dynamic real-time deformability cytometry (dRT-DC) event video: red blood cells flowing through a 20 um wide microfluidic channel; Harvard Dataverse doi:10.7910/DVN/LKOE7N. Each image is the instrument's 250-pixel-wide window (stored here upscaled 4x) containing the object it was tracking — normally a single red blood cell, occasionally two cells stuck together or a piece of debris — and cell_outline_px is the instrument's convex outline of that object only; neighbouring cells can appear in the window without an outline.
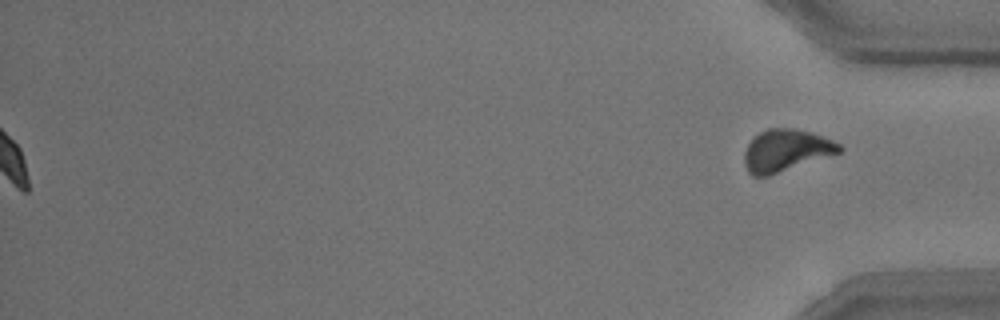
{"species": "common noctule bat (a hibernating species)", "species_latin": "Nyctalus noctula", "temperature_condition": "room temperature", "stored_images_in_passage": 53, "segment_of_instrument_passage": [2, 2], "camera_frame_rate_fps": 3000, "um_per_image_px": 0.085, "animal": {"sex": "male", "body_mass_g": 15.6}, "frame": {"image": 1, "passage_image": 53, "time_ms": 17.333, "image_size_px": [1000, 320], "cell_outline_px": [[844, 152], [768, 176], [752, 176], [748, 172], [744, 164], [744, 152], [748, 144], [760, 132], [768, 128], [792, 128], [812, 132], [824, 136], [840, 144], [844, 148]], "centroid_in_image_um": [66.85, 12.79], "position_along_channel_um": 368.3, "area_um2": 23.52}}